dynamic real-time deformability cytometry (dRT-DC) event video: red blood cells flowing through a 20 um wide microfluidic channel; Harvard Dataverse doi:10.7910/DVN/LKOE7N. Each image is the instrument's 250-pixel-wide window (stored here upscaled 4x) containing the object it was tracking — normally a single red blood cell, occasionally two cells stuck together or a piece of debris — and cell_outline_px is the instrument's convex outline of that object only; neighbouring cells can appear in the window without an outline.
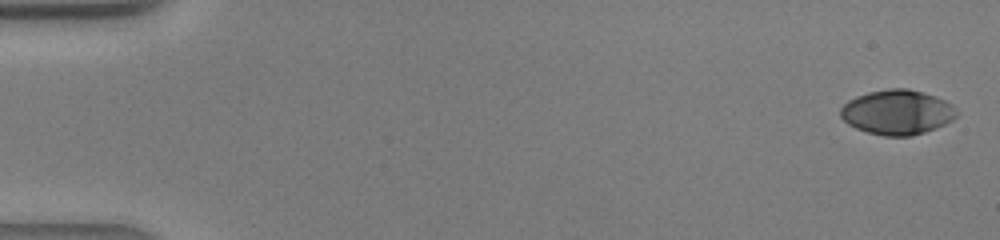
{"species": "human", "species_latin": "Homo sapiens", "temperature_condition": "warm", "stored_images_in_passage": 42, "camera_frame_rate_fps": 3000, "um_per_image_px": 0.085, "donor": {"sex": "male"}, "frame": {"image": 1, "passage_image": 1, "time_ms": 0.0, "image_size_px": [1000, 240], "cell_outline_px": [[956, 116], [952, 120], [936, 128], [924, 132], [908, 136], [884, 136], [868, 132], [856, 128], [848, 124], [840, 116], [840, 108], [848, 100], [856, 96], [868, 92], [888, 88], [908, 88], [924, 92], [936, 96], [952, 104], [956, 108]], "centroid_in_image_um": [76.25, 9.52], "position_along_channel_um": 8.7, "area_um2": 30.35}}
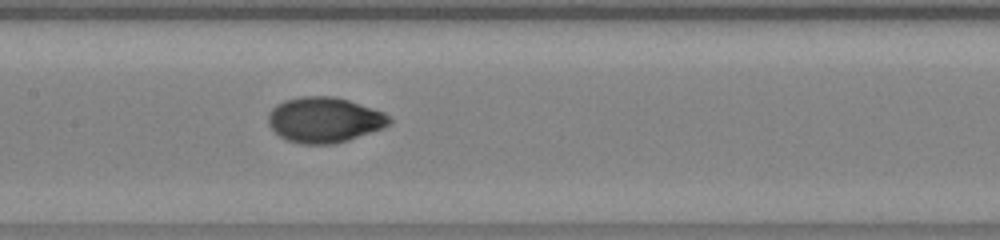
{"frame": {"image": 2, "passage_image": 21, "time_ms": 6.667, "image_size_px": [1000, 240], "cell_outline_px": [[392, 124], [384, 128], [348, 140], [332, 144], [300, 144], [288, 140], [280, 136], [268, 124], [268, 112], [276, 104], [284, 100], [300, 96], [332, 96], [348, 100], [384, 112], [392, 120]], "centroid_in_image_um": [27.57, 10.18], "position_along_channel_um": 179.8, "area_um2": 32.14}}
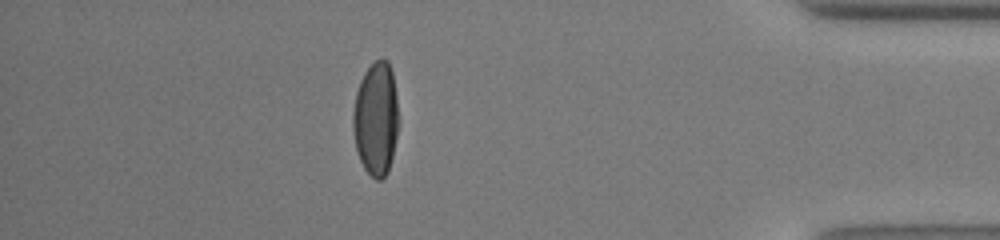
{"frame": {"image": 3, "passage_image": 37, "time_ms": 12.0, "image_size_px": [1000, 240], "cell_outline_px": [[396, 136], [392, 156], [388, 172], [380, 180], [376, 180], [364, 168], [360, 160], [356, 148], [352, 128], [352, 112], [356, 92], [360, 80], [364, 72], [380, 56], [388, 60], [392, 72], [396, 96]], "centroid_in_image_um": [31.92, 10.07], "position_along_channel_um": 403.3, "area_um2": 29.88}}